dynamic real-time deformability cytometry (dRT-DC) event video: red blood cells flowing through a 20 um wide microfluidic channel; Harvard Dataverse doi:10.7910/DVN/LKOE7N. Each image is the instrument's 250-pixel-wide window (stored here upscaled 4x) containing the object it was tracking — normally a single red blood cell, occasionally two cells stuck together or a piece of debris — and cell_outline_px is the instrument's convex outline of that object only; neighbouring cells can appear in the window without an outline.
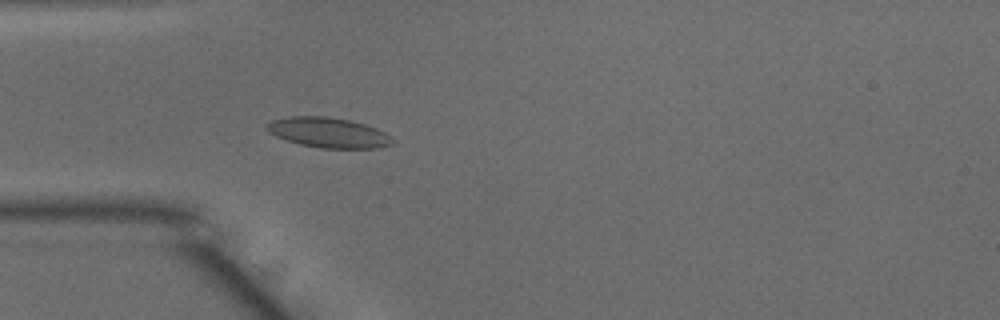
{"species": "common noctule bat (a hibernating species)", "species_latin": "Nyctalus noctula", "temperature_condition": "warm", "stored_images_in_passage": 29, "camera_frame_rate_fps": 3000, "um_per_image_px": 0.085, "animal": {"sex": "male", "body_mass_g": 15.6}, "frame": {"image": 1, "passage_image": 1, "time_ms": 0.0, "image_size_px": [1000, 320], "cell_outline_px": [[396, 140], [392, 144], [376, 148], [320, 148], [300, 144], [276, 136], [268, 132], [264, 128], [272, 120], [288, 116], [328, 116], [348, 120], [364, 124], [376, 128], [384, 132]], "centroid_in_image_um": [27.91, 11.27], "position_along_channel_um": 57.1, "area_um2": 22.02}}
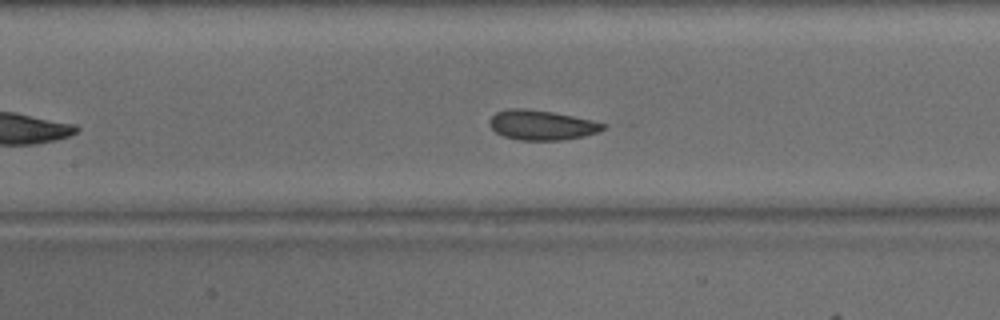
{"frame": {"image": 2, "passage_image": 9, "time_ms": 2.667, "image_size_px": [1000, 320], "cell_outline_px": [[608, 124], [600, 132], [584, 136], [560, 140], [520, 140], [504, 136], [496, 132], [488, 124], [488, 120], [496, 112], [508, 108], [524, 108], [552, 112], [592, 120]], "centroid_in_image_um": [46.04, 10.63], "position_along_channel_um": 161.4, "area_um2": 19.77}}
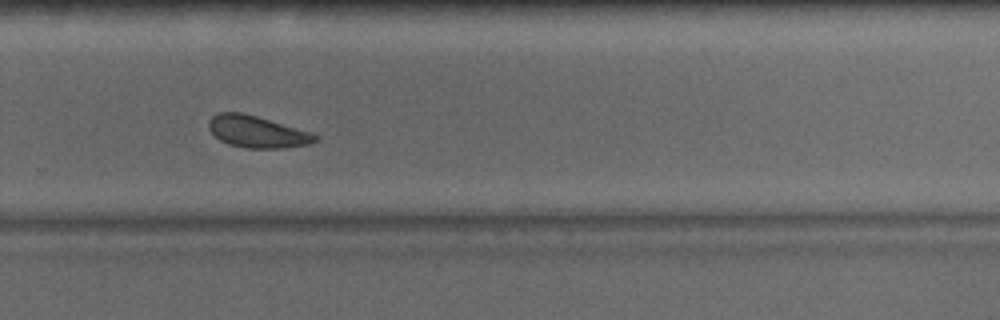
{"frame": {"image": 3, "passage_image": 20, "time_ms": 6.333, "image_size_px": [1000, 320], "cell_outline_px": [[320, 140], [308, 144], [284, 148], [248, 148], [228, 144], [220, 140], [208, 128], [208, 120], [212, 116], [220, 112], [240, 112], [256, 116], [312, 132], [320, 136]], "centroid_in_image_um": [21.88, 11.2], "position_along_channel_um": 307.9, "area_um2": 19.77}, "authors_computed_cell_mechanics": {"area_um2": 20.2878, "velocity_mm_per_s": 4.0014, "shape_relaxation_time_tau1_ms": 2.1723, "shape_relaxation_time_tau2_ms": 2.0295, "deformation_change_tau1": 0.063, "deformation_change_tau2": 0.0567}}